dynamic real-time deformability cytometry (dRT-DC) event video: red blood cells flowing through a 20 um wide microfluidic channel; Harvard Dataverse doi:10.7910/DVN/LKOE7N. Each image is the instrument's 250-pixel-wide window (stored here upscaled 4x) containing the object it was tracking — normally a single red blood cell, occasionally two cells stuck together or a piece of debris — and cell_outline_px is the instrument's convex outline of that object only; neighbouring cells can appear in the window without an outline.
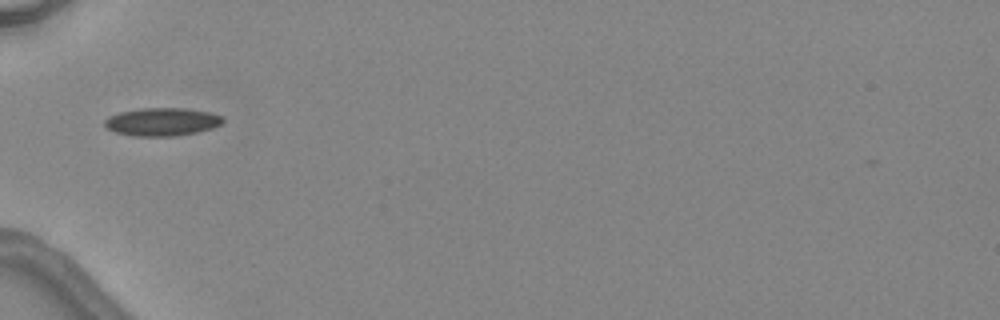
{"species": "common noctule bat (a hibernating species)", "species_latin": "Nyctalus noctula", "temperature_condition": "warm", "stored_images_in_passage": 2, "camera_frame_rate_fps": 3000, "um_per_image_px": 0.085, "animal": {"sex": "female", "body_mass_g": 24.6, "forearm_length_mm": 56.2}, "frame": {"image": 1, "passage_image": 1, "time_ms": 0.0, "image_size_px": [1000, 320], "cell_outline_px": [[224, 120], [220, 124], [212, 128], [196, 132], [176, 136], [132, 136], [116, 132], [104, 128], [104, 120], [108, 116], [120, 112], [140, 108], [184, 108], [208, 112], [224, 116]], "centroid_in_image_um": [13.74, 10.35], "position_along_channel_um": 71.3, "area_um2": 19.42}}